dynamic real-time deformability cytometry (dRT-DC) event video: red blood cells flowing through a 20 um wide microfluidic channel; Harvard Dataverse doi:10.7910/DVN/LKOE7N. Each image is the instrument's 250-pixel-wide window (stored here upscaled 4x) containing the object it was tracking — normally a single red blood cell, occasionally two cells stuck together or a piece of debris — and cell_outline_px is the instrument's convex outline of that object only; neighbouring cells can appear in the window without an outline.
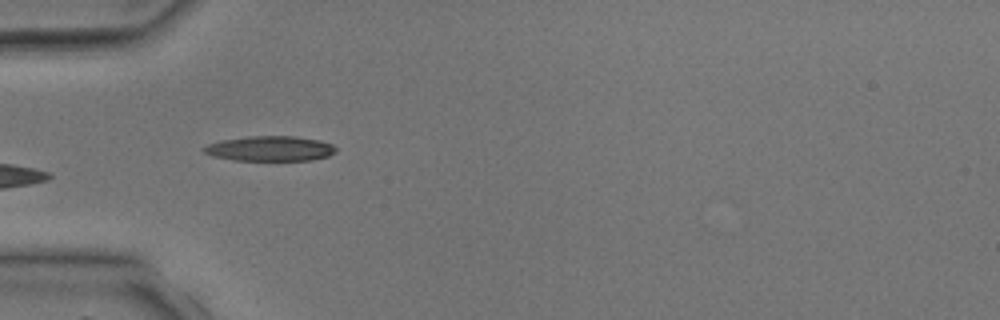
{"species": "common noctule bat (a hibernating species)", "species_latin": "Nyctalus noctula", "temperature_condition": "room temperature", "stored_images_in_passage": 4, "camera_frame_rate_fps": 3000, "um_per_image_px": 0.085, "animal": {"sex": "male", "body_mass_g": 17.9, "forearm_length_mm": 54.2}, "frame": {"image": 1, "passage_image": 4, "time_ms": 3.333, "image_size_px": [1000, 320], "cell_outline_px": [[336, 152], [328, 156], [312, 160], [232, 160], [212, 156], [204, 152], [200, 148], [208, 144], [220, 140], [248, 136], [296, 136], [320, 140], [332, 144], [336, 148]], "centroid_in_image_um": [22.94, 12.62], "position_along_channel_um": 62.1, "area_um2": 19.42}}